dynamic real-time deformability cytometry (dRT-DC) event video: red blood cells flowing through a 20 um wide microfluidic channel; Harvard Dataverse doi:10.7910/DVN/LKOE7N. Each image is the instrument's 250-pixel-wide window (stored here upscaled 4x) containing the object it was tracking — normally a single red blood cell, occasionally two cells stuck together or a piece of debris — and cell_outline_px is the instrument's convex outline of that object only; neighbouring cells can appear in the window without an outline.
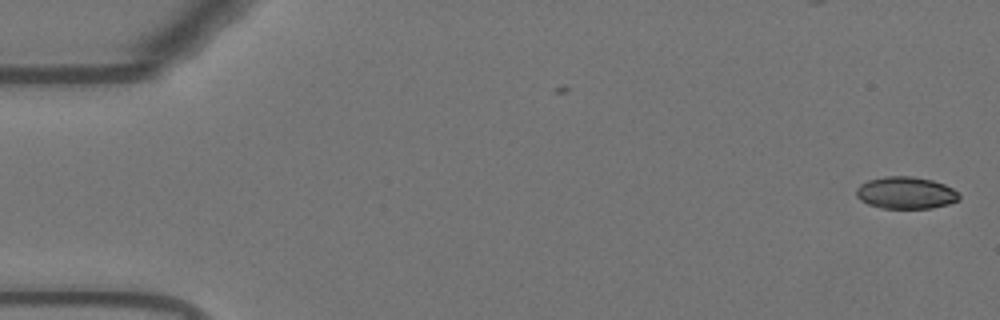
{"species": "Egyptian fruit bat (a non-hibernating species)", "species_latin": "Rousettus aegyptiacus", "temperature_condition": "warm", "stored_images_in_passage": 55, "camera_frame_rate_fps": 3000, "um_per_image_px": 0.085, "animal": {"sex": "female"}, "frame": {"image": 1, "passage_image": 1, "time_ms": 0.0, "image_size_px": [1000, 320], "cell_outline_px": [[960, 200], [948, 204], [932, 208], [880, 208], [868, 204], [860, 200], [856, 196], [856, 188], [860, 184], [868, 180], [884, 176], [912, 176], [932, 180], [944, 184], [952, 188], [960, 196]], "centroid_in_image_um": [76.97, 16.39], "position_along_channel_um": 8.0, "area_um2": 19.31}}
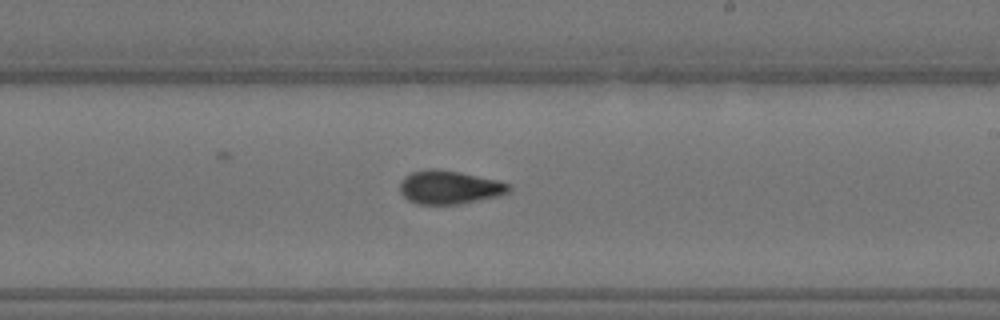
{"frame": {"image": 2, "passage_image": 32, "time_ms": 10.333, "image_size_px": [1000, 320], "cell_outline_px": [[512, 188], [508, 192], [496, 196], [460, 204], [416, 204], [408, 200], [400, 192], [400, 184], [404, 176], [412, 172], [428, 168], [436, 168], [460, 172], [496, 180], [508, 184]], "centroid_in_image_um": [38.15, 15.91], "position_along_channel_um": 250.9, "area_um2": 21.15}}
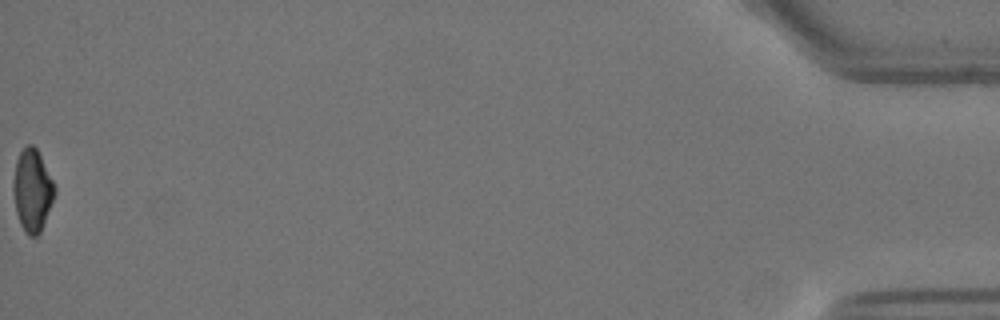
{"frame": {"image": 3, "passage_image": 55, "time_ms": 18.0, "image_size_px": [1000, 320], "cell_outline_px": [[56, 192], [40, 232], [36, 236], [28, 236], [20, 224], [16, 212], [12, 188], [12, 184], [16, 160], [20, 152], [28, 144], [32, 144], [36, 148], [56, 188]], "centroid_in_image_um": [2.72, 16.19], "position_along_channel_um": 432.5, "area_um2": 19.59}, "authors_computed_cell_mechanics": {"area_um2": 20.4612, "velocity_mm_per_s": 3.7005, "shape_relaxation_time_tau1_ms": null, "shape_relaxation_time_tau2_ms": 2.5917, "deformation_change_tau1": null, "deformation_change_tau2": 0.081}}